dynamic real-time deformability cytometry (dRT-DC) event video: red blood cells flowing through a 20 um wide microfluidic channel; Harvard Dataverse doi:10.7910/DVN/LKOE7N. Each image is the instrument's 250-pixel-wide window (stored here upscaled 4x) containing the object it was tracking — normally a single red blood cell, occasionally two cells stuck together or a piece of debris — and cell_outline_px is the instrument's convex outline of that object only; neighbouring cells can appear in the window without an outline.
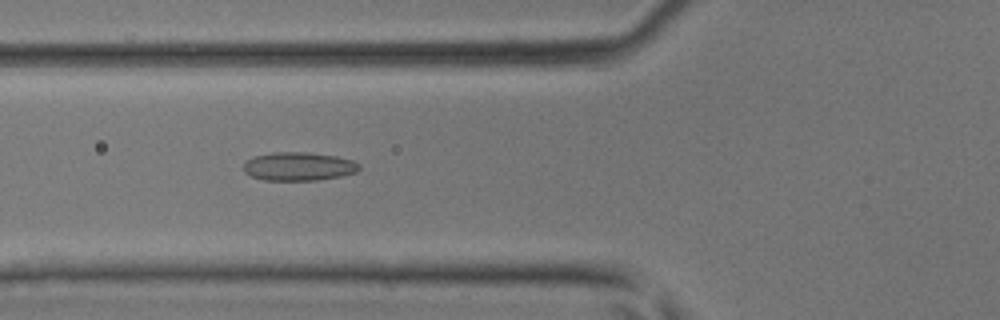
{"species": "common noctule bat (a hibernating species)", "species_latin": "Nyctalus noctula", "temperature_condition": "room temperature", "stored_images_in_passage": 28, "camera_frame_rate_fps": 3000, "um_per_image_px": 0.085, "animal": {"sex": "male", "body_mass_g": 17.9, "forearm_length_mm": 54.2}, "frame": {"image": 1, "passage_image": 4, "time_ms": 1.0, "image_size_px": [1000, 320], "cell_outline_px": [[360, 168], [356, 172], [340, 176], [316, 180], [264, 180], [252, 176], [244, 172], [244, 164], [252, 156], [272, 152], [308, 152], [336, 156], [352, 160], [360, 164]], "centroid_in_image_um": [25.38, 14.13], "position_along_channel_um": 100.4, "area_um2": 19.19}}
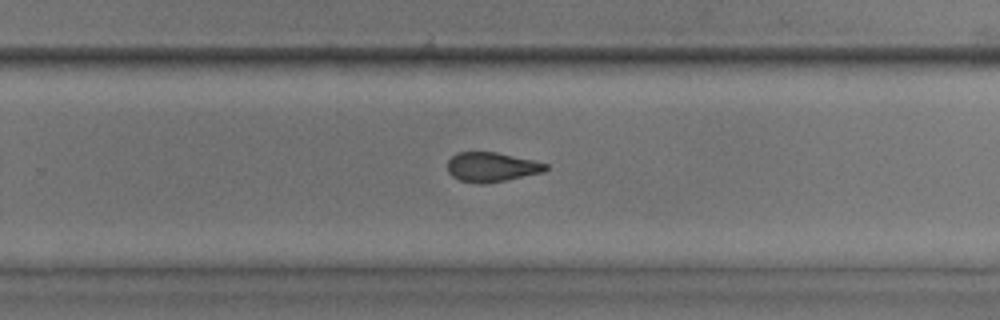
{"frame": {"image": 2, "passage_image": 16, "time_ms": 5.0, "image_size_px": [1000, 320], "cell_outline_px": [[548, 168], [544, 172], [488, 184], [476, 184], [460, 180], [452, 176], [448, 172], [448, 160], [456, 152], [496, 152], [532, 160], [548, 164]], "centroid_in_image_um": [41.78, 14.21], "position_along_channel_um": 288.0, "area_um2": 16.99}}
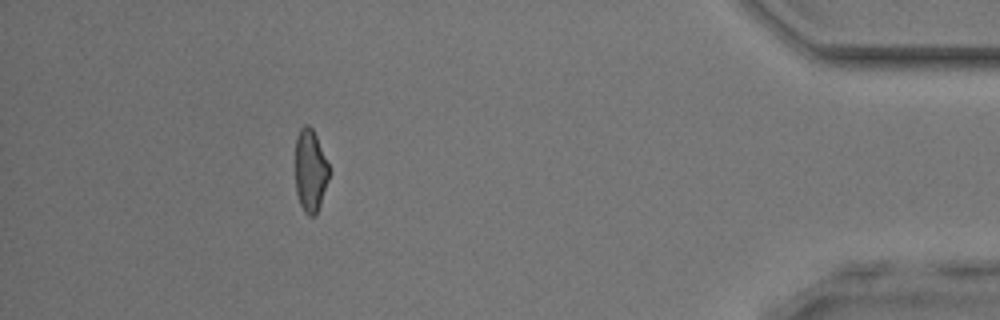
{"frame": {"image": 3, "passage_image": 27, "time_ms": 8.667, "image_size_px": [1000, 320], "cell_outline_px": [[328, 180], [316, 216], [308, 216], [304, 212], [300, 204], [296, 192], [296, 136], [300, 128], [304, 124], [308, 124], [312, 128], [316, 136], [328, 164]], "centroid_in_image_um": [26.36, 14.51], "position_along_channel_um": 408.8, "area_um2": 16.07}}